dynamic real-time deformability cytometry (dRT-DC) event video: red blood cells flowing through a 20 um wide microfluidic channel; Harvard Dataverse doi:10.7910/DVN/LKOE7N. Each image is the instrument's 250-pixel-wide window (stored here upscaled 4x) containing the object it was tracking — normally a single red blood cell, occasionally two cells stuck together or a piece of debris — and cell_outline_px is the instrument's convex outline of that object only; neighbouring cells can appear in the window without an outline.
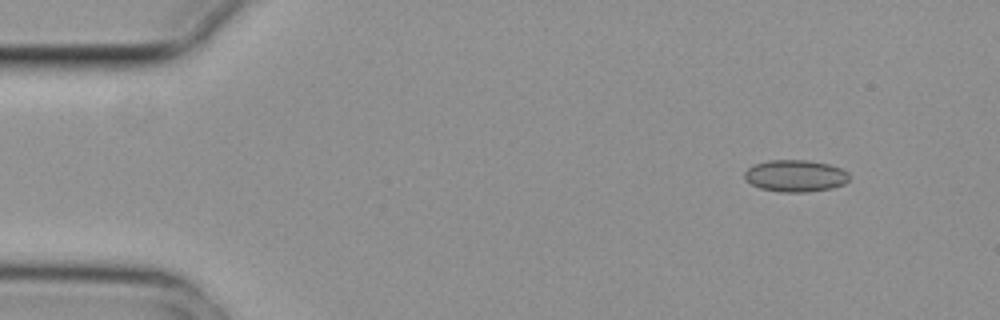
{"species": "common noctule bat (a hibernating species)", "species_latin": "Nyctalus noctula", "temperature_condition": "cold", "stored_images_in_passage": 5, "camera_frame_rate_fps": 3000, "um_per_image_px": 0.085, "animal": {"sex": "female", "body_mass_g": 29.2, "forearm_length_mm": 56.3}, "frame": {"image": 1, "passage_image": 1, "time_ms": 0.0, "image_size_px": [1000, 320], "cell_outline_px": [[848, 180], [844, 184], [832, 188], [808, 192], [780, 192], [760, 188], [744, 180], [744, 172], [752, 164], [768, 160], [808, 160], [828, 164], [840, 168], [848, 172]], "centroid_in_image_um": [67.57, 14.94], "position_along_channel_um": 17.4, "area_um2": 19.59}}
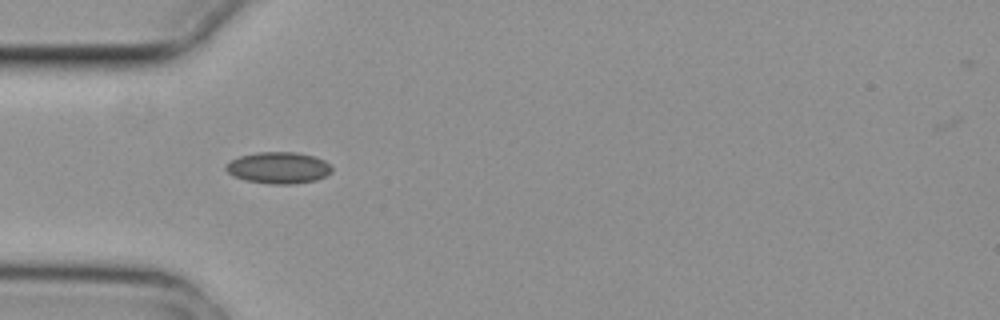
{"frame": {"image": 2, "passage_image": 4, "time_ms": 1.0, "image_size_px": [1000, 320], "cell_outline_px": [[332, 172], [316, 180], [292, 184], [268, 184], [244, 180], [232, 176], [224, 168], [224, 164], [240, 156], [256, 152], [296, 152], [312, 156], [324, 160], [332, 168]], "centroid_in_image_um": [23.63, 14.27], "position_along_channel_um": 61.4, "area_um2": 19.54}}
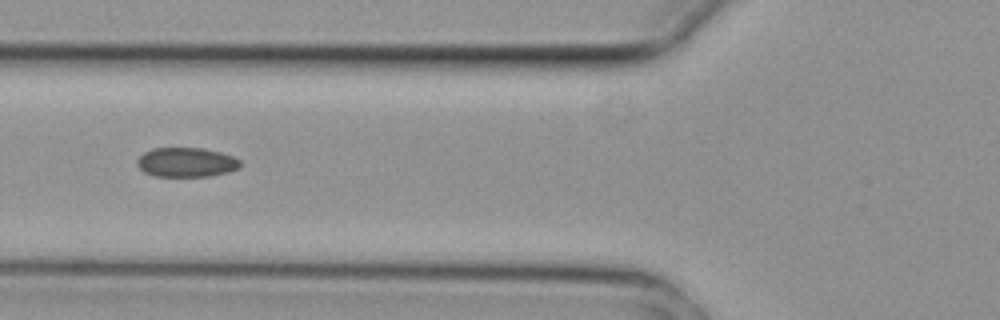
{"frame": {"image": 3, "passage_image": 5, "time_ms": 1.333, "image_size_px": [1000, 320], "cell_outline_px": [[240, 168], [228, 172], [208, 176], [156, 176], [144, 172], [136, 164], [136, 160], [144, 152], [152, 148], [204, 148], [220, 152], [232, 156], [240, 160]], "centroid_in_image_um": [15.83, 13.79], "position_along_channel_um": 110.0, "area_um2": 17.69}}